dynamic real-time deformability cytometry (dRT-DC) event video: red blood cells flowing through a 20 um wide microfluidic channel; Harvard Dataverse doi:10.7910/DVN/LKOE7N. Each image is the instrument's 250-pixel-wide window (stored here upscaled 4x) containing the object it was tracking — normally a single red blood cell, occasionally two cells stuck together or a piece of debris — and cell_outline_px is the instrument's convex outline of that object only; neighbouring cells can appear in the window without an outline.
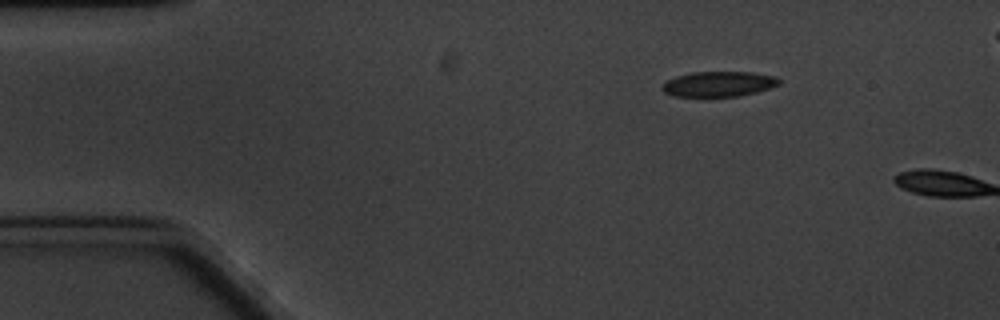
{"species": "common noctule bat (a hibernating species)", "species_latin": "Nyctalus noctula", "temperature_condition": "cold", "stored_images_in_passage": 2, "segment_of_instrument_passage": [2, 2], "camera_frame_rate_fps": 3000, "um_per_image_px": 0.085, "animal": {"sex": "male", "body_mass_g": 20.1, "forearm_length_mm": 53.5}, "frame": {"image": 1, "passage_image": 2, "time_ms": 1.0, "image_size_px": [1000, 320], "cell_outline_px": [[780, 84], [756, 92], [740, 96], [672, 96], [664, 92], [660, 88], [660, 84], [676, 76], [692, 72], [752, 72], [776, 76], [780, 80]], "centroid_in_image_um": [61.06, 7.13], "position_along_channel_um": 23.9, "area_um2": 17.22}}